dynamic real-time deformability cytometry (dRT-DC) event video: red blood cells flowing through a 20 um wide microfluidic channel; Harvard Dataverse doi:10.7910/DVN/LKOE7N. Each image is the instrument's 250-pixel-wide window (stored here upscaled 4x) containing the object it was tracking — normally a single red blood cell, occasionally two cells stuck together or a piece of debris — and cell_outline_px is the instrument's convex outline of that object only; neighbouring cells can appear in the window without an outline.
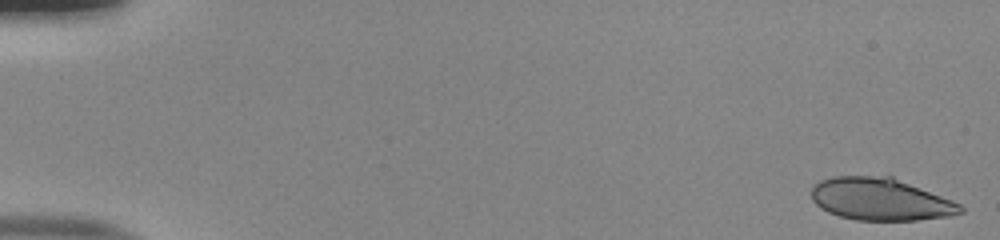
{"species": "human", "species_latin": "Homo sapiens", "temperature_condition": "room temperature", "stored_images_in_passage": 51, "camera_frame_rate_fps": 3000, "um_per_image_px": 0.085, "donor": {"sex": "male"}, "frame": {"image": 1, "passage_image": 1, "time_ms": 0.0, "image_size_px": [1000, 240], "cell_outline_px": [[964, 212], [952, 216], [916, 220], [856, 220], [840, 216], [828, 212], [820, 208], [812, 200], [812, 184], [820, 180], [832, 176], [892, 176], [952, 200], [960, 204], [964, 208]], "centroid_in_image_um": [74.83, 16.93], "position_along_channel_um": 10.2, "area_um2": 36.93}}
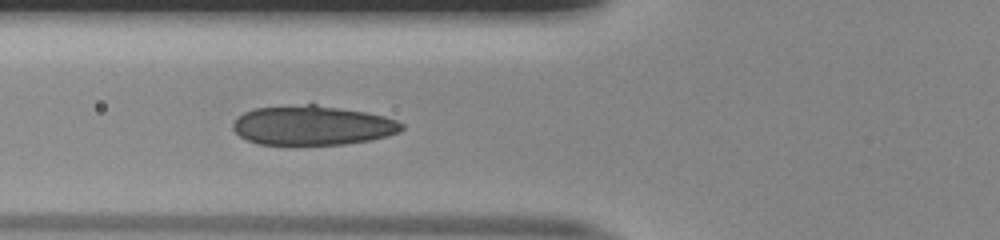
{"frame": {"image": 2, "passage_image": 20, "time_ms": 6.333, "image_size_px": [1000, 240], "cell_outline_px": [[404, 128], [400, 132], [388, 136], [372, 140], [344, 144], [260, 144], [248, 140], [240, 136], [232, 128], [232, 124], [236, 116], [252, 108], [312, 100], [384, 116], [396, 120], [404, 124]], "centroid_in_image_um": [26.55, 10.59], "position_along_channel_um": 99.2, "area_um2": 40.4}}
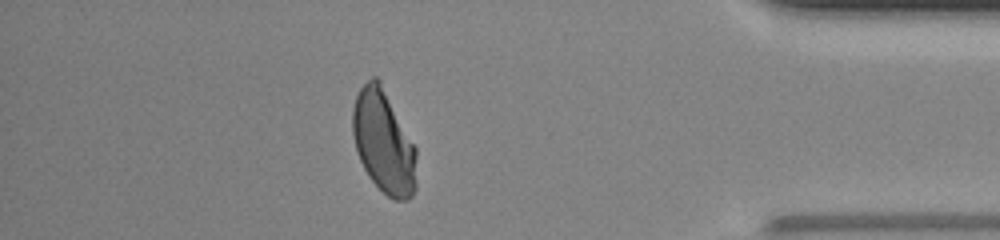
{"frame": {"image": 3, "passage_image": 45, "time_ms": 14.667, "image_size_px": [1000, 240], "cell_outline_px": [[416, 188], [412, 196], [408, 200], [392, 200], [368, 176], [356, 152], [352, 132], [352, 108], [356, 96], [360, 88], [372, 76], [376, 76], [380, 80], [416, 148]], "centroid_in_image_um": [32.6, 12.06], "position_along_channel_um": 402.6, "area_um2": 38.49}}